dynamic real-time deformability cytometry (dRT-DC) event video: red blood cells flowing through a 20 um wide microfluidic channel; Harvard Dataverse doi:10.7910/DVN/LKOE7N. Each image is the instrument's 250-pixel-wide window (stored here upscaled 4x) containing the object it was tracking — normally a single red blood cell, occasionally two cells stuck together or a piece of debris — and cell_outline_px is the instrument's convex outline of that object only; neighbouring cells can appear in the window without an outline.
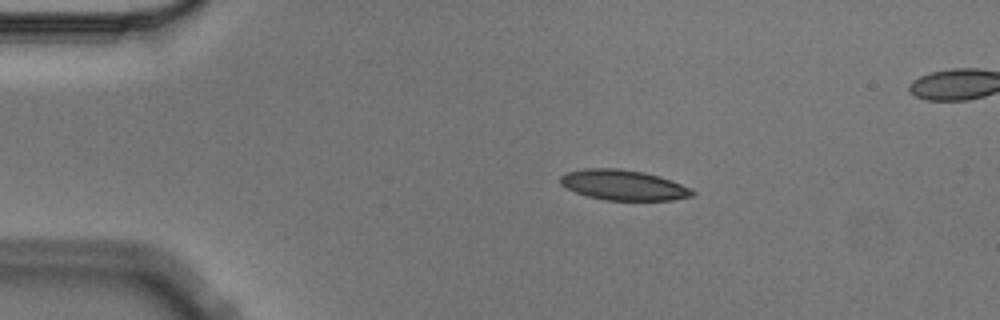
{"species": "Egyptian fruit bat (a non-hibernating species)", "species_latin": "Rousettus aegyptiacus", "temperature_condition": "cold", "stored_images_in_passage": 6, "camera_frame_rate_fps": 3000, "um_per_image_px": 0.085, "animal": {"sex": "male"}, "frame": {"image": 1, "passage_image": 2, "time_ms": 0.333, "image_size_px": [1000, 320], "cell_outline_px": [[696, 192], [692, 196], [672, 200], [604, 200], [588, 196], [576, 192], [560, 184], [560, 176], [568, 172], [584, 168], [620, 168], [644, 172], [660, 176], [680, 184]], "centroid_in_image_um": [52.97, 15.72], "position_along_channel_um": 32.0, "area_um2": 23.18}}
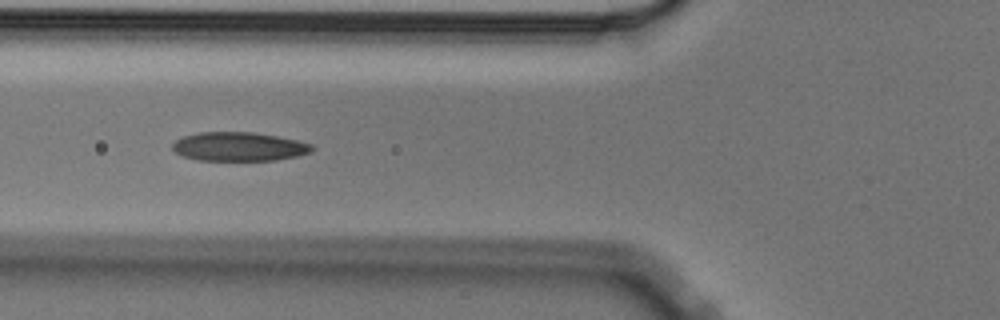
{"frame": {"image": 2, "passage_image": 5, "time_ms": 1.333, "image_size_px": [1000, 320], "cell_outline_px": [[316, 148], [312, 152], [296, 156], [276, 160], [196, 160], [184, 156], [176, 152], [172, 148], [172, 144], [176, 140], [184, 136], [200, 132], [252, 132], [276, 136], [296, 140], [312, 144]], "centroid_in_image_um": [20.33, 12.46], "position_along_channel_um": 105.5, "area_um2": 23.41}}
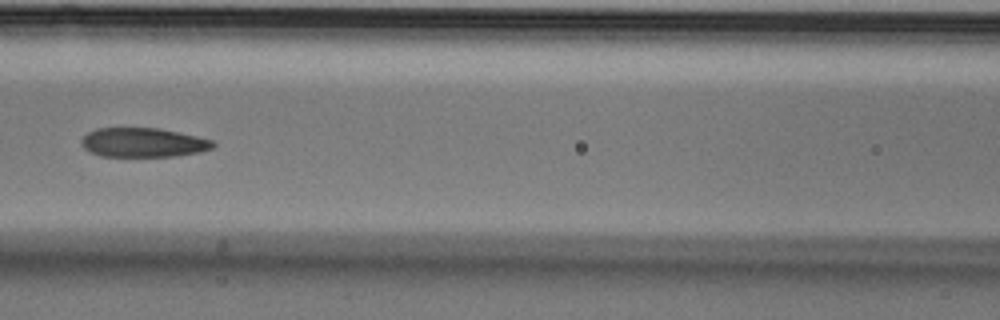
{"frame": {"image": 3, "passage_image": 6, "time_ms": 1.667, "image_size_px": [1000, 320], "cell_outline_px": [[216, 144], [212, 148], [200, 152], [176, 156], [100, 156], [84, 148], [80, 144], [80, 140], [88, 132], [96, 128], [160, 128], [196, 136], [212, 140]], "centroid_in_image_um": [12.16, 12.11], "position_along_channel_um": 154.4, "area_um2": 22.43}}